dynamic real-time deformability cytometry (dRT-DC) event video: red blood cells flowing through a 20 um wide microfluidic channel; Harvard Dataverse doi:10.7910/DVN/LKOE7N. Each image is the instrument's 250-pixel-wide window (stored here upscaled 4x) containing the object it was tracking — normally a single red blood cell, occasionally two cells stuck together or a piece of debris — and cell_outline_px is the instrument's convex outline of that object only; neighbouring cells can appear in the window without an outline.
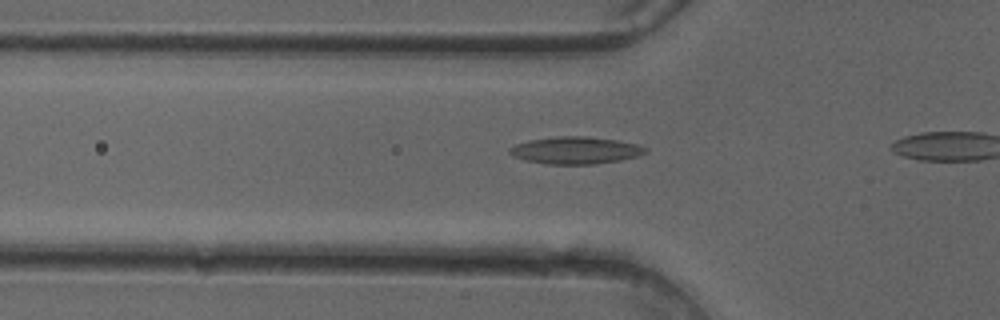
{"species": "common noctule bat (a hibernating species)", "species_latin": "Nyctalus noctula", "temperature_condition": "cold", "stored_images_in_passage": 7, "camera_frame_rate_fps": 3000, "um_per_image_px": 0.085, "animal": {"sex": "female"}, "frame": {"image": 1, "passage_image": 2, "time_ms": 0.333, "image_size_px": [1000, 320], "cell_outline_px": [[648, 152], [640, 156], [620, 160], [596, 164], [548, 164], [524, 160], [512, 156], [508, 152], [508, 148], [516, 144], [528, 140], [556, 136], [588, 136], [616, 140], [636, 144], [648, 148]], "centroid_in_image_um": [48.92, 12.78], "position_along_channel_um": 76.9, "area_um2": 21.73}}
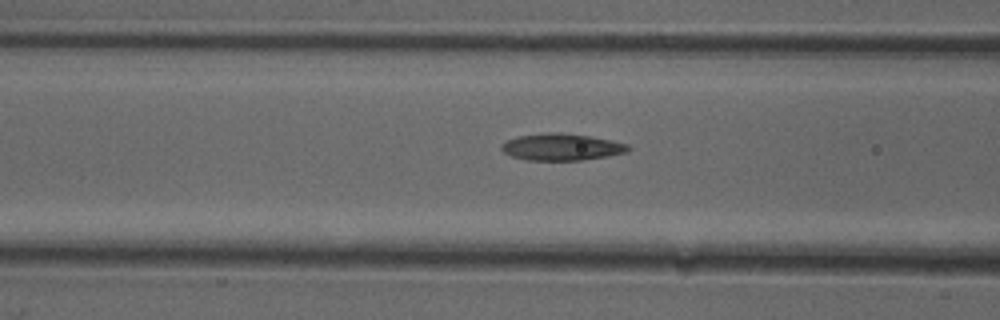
{"frame": {"image": 2, "passage_image": 5, "time_ms": 1.333, "image_size_px": [1000, 320], "cell_outline_px": [[632, 148], [628, 152], [608, 156], [580, 160], [528, 160], [512, 156], [504, 152], [500, 148], [500, 144], [516, 136], [544, 132], [560, 132], [588, 136], [612, 140], [628, 144]], "centroid_in_image_um": [47.74, 12.48], "position_along_channel_um": 118.9, "area_um2": 19.94}}